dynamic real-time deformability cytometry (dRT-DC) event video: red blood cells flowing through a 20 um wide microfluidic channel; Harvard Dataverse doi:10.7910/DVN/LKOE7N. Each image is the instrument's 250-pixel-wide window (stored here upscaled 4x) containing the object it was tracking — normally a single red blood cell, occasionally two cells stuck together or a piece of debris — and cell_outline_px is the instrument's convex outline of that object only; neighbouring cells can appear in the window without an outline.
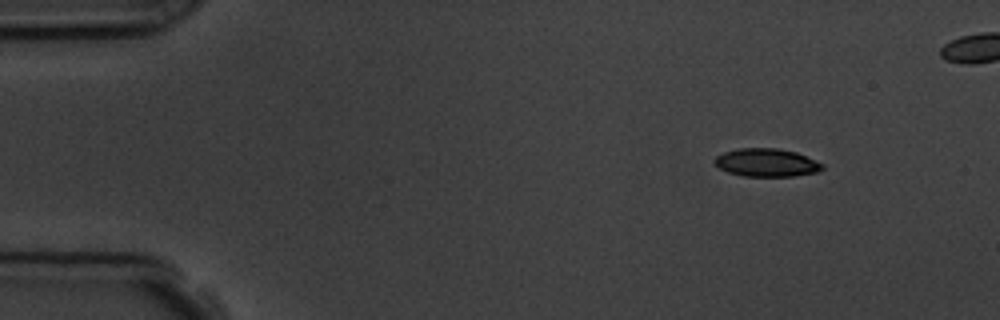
{"species": "common noctule bat (a hibernating species)", "species_latin": "Nyctalus noctula", "temperature_condition": "room temperature", "stored_images_in_passage": 5, "camera_frame_rate_fps": 3000, "um_per_image_px": 0.085, "animal": {"sex": "male", "body_mass_g": 19.5, "forearm_length_mm": 54.6}, "frame": {"image": 1, "passage_image": 1, "time_ms": 0.0, "image_size_px": [1000, 320], "cell_outline_px": [[824, 168], [816, 172], [792, 176], [744, 176], [728, 172], [720, 168], [712, 160], [716, 156], [724, 152], [740, 148], [776, 148], [796, 152], [824, 164]], "centroid_in_image_um": [65.15, 13.82], "position_along_channel_um": 19.9, "area_um2": 17.51}}